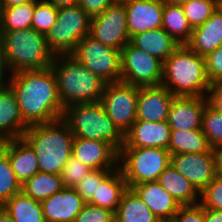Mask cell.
<instances>
[{"label":"cell","mask_w":222,"mask_h":222,"mask_svg":"<svg viewBox=\"0 0 222 222\" xmlns=\"http://www.w3.org/2000/svg\"><path fill=\"white\" fill-rule=\"evenodd\" d=\"M0 222H14L12 217L2 206H0Z\"/></svg>","instance_id":"49"},{"label":"cell","mask_w":222,"mask_h":222,"mask_svg":"<svg viewBox=\"0 0 222 222\" xmlns=\"http://www.w3.org/2000/svg\"><path fill=\"white\" fill-rule=\"evenodd\" d=\"M27 128L15 93L7 83L0 84V137L4 141L22 138Z\"/></svg>","instance_id":"21"},{"label":"cell","mask_w":222,"mask_h":222,"mask_svg":"<svg viewBox=\"0 0 222 222\" xmlns=\"http://www.w3.org/2000/svg\"><path fill=\"white\" fill-rule=\"evenodd\" d=\"M157 181L181 206L199 204L200 192L171 163Z\"/></svg>","instance_id":"24"},{"label":"cell","mask_w":222,"mask_h":222,"mask_svg":"<svg viewBox=\"0 0 222 222\" xmlns=\"http://www.w3.org/2000/svg\"><path fill=\"white\" fill-rule=\"evenodd\" d=\"M74 137L110 143L117 151L124 143V134L107 115L102 103H76L64 109L62 117Z\"/></svg>","instance_id":"6"},{"label":"cell","mask_w":222,"mask_h":222,"mask_svg":"<svg viewBox=\"0 0 222 222\" xmlns=\"http://www.w3.org/2000/svg\"><path fill=\"white\" fill-rule=\"evenodd\" d=\"M90 20L79 5L58 8L56 23L46 34L49 48L55 55L71 54L79 41L90 35Z\"/></svg>","instance_id":"8"},{"label":"cell","mask_w":222,"mask_h":222,"mask_svg":"<svg viewBox=\"0 0 222 222\" xmlns=\"http://www.w3.org/2000/svg\"><path fill=\"white\" fill-rule=\"evenodd\" d=\"M130 42L162 63L179 46L163 28L137 33L131 37Z\"/></svg>","instance_id":"25"},{"label":"cell","mask_w":222,"mask_h":222,"mask_svg":"<svg viewBox=\"0 0 222 222\" xmlns=\"http://www.w3.org/2000/svg\"><path fill=\"white\" fill-rule=\"evenodd\" d=\"M114 218L115 222H161L131 188L122 195Z\"/></svg>","instance_id":"27"},{"label":"cell","mask_w":222,"mask_h":222,"mask_svg":"<svg viewBox=\"0 0 222 222\" xmlns=\"http://www.w3.org/2000/svg\"><path fill=\"white\" fill-rule=\"evenodd\" d=\"M200 198L204 208L222 210V172L200 192Z\"/></svg>","instance_id":"39"},{"label":"cell","mask_w":222,"mask_h":222,"mask_svg":"<svg viewBox=\"0 0 222 222\" xmlns=\"http://www.w3.org/2000/svg\"><path fill=\"white\" fill-rule=\"evenodd\" d=\"M6 83L15 93L21 116L28 126L63 117L65 108L51 66L10 74Z\"/></svg>","instance_id":"1"},{"label":"cell","mask_w":222,"mask_h":222,"mask_svg":"<svg viewBox=\"0 0 222 222\" xmlns=\"http://www.w3.org/2000/svg\"><path fill=\"white\" fill-rule=\"evenodd\" d=\"M131 189L161 222H169L181 207L177 200L160 186L158 181L144 182L132 186Z\"/></svg>","instance_id":"20"},{"label":"cell","mask_w":222,"mask_h":222,"mask_svg":"<svg viewBox=\"0 0 222 222\" xmlns=\"http://www.w3.org/2000/svg\"><path fill=\"white\" fill-rule=\"evenodd\" d=\"M74 222H115L114 212L90 203H85Z\"/></svg>","instance_id":"40"},{"label":"cell","mask_w":222,"mask_h":222,"mask_svg":"<svg viewBox=\"0 0 222 222\" xmlns=\"http://www.w3.org/2000/svg\"><path fill=\"white\" fill-rule=\"evenodd\" d=\"M85 203L74 188L67 187L41 201L46 222H74Z\"/></svg>","instance_id":"19"},{"label":"cell","mask_w":222,"mask_h":222,"mask_svg":"<svg viewBox=\"0 0 222 222\" xmlns=\"http://www.w3.org/2000/svg\"><path fill=\"white\" fill-rule=\"evenodd\" d=\"M206 96H175L170 104L167 122L171 130L201 129Z\"/></svg>","instance_id":"14"},{"label":"cell","mask_w":222,"mask_h":222,"mask_svg":"<svg viewBox=\"0 0 222 222\" xmlns=\"http://www.w3.org/2000/svg\"><path fill=\"white\" fill-rule=\"evenodd\" d=\"M127 30L130 38L156 28H162L164 2L162 0H140L125 5Z\"/></svg>","instance_id":"17"},{"label":"cell","mask_w":222,"mask_h":222,"mask_svg":"<svg viewBox=\"0 0 222 222\" xmlns=\"http://www.w3.org/2000/svg\"><path fill=\"white\" fill-rule=\"evenodd\" d=\"M169 150L158 147H121L118 151V168L128 188L157 181L160 174L170 165Z\"/></svg>","instance_id":"7"},{"label":"cell","mask_w":222,"mask_h":222,"mask_svg":"<svg viewBox=\"0 0 222 222\" xmlns=\"http://www.w3.org/2000/svg\"><path fill=\"white\" fill-rule=\"evenodd\" d=\"M175 96L163 85L139 87L137 120L167 121L170 104Z\"/></svg>","instance_id":"18"},{"label":"cell","mask_w":222,"mask_h":222,"mask_svg":"<svg viewBox=\"0 0 222 222\" xmlns=\"http://www.w3.org/2000/svg\"><path fill=\"white\" fill-rule=\"evenodd\" d=\"M161 85L174 96H207L211 84L205 58L187 45H179L163 62Z\"/></svg>","instance_id":"4"},{"label":"cell","mask_w":222,"mask_h":222,"mask_svg":"<svg viewBox=\"0 0 222 222\" xmlns=\"http://www.w3.org/2000/svg\"><path fill=\"white\" fill-rule=\"evenodd\" d=\"M169 222H204V207L200 203L181 206Z\"/></svg>","instance_id":"42"},{"label":"cell","mask_w":222,"mask_h":222,"mask_svg":"<svg viewBox=\"0 0 222 222\" xmlns=\"http://www.w3.org/2000/svg\"><path fill=\"white\" fill-rule=\"evenodd\" d=\"M204 222H222V210L204 208Z\"/></svg>","instance_id":"45"},{"label":"cell","mask_w":222,"mask_h":222,"mask_svg":"<svg viewBox=\"0 0 222 222\" xmlns=\"http://www.w3.org/2000/svg\"><path fill=\"white\" fill-rule=\"evenodd\" d=\"M206 97L208 104L216 111L222 113V82L212 83Z\"/></svg>","instance_id":"44"},{"label":"cell","mask_w":222,"mask_h":222,"mask_svg":"<svg viewBox=\"0 0 222 222\" xmlns=\"http://www.w3.org/2000/svg\"><path fill=\"white\" fill-rule=\"evenodd\" d=\"M1 10H2V5H1V2H0V13H1Z\"/></svg>","instance_id":"55"},{"label":"cell","mask_w":222,"mask_h":222,"mask_svg":"<svg viewBox=\"0 0 222 222\" xmlns=\"http://www.w3.org/2000/svg\"><path fill=\"white\" fill-rule=\"evenodd\" d=\"M71 55L106 83L121 81V50L87 35L79 41Z\"/></svg>","instance_id":"9"},{"label":"cell","mask_w":222,"mask_h":222,"mask_svg":"<svg viewBox=\"0 0 222 222\" xmlns=\"http://www.w3.org/2000/svg\"><path fill=\"white\" fill-rule=\"evenodd\" d=\"M6 70H8V67L5 61L3 43L0 36V84H4L7 82V78L6 76H4Z\"/></svg>","instance_id":"46"},{"label":"cell","mask_w":222,"mask_h":222,"mask_svg":"<svg viewBox=\"0 0 222 222\" xmlns=\"http://www.w3.org/2000/svg\"><path fill=\"white\" fill-rule=\"evenodd\" d=\"M2 207L14 222H46L41 202L27 196L23 191L10 198Z\"/></svg>","instance_id":"28"},{"label":"cell","mask_w":222,"mask_h":222,"mask_svg":"<svg viewBox=\"0 0 222 222\" xmlns=\"http://www.w3.org/2000/svg\"><path fill=\"white\" fill-rule=\"evenodd\" d=\"M162 20V28L177 44L186 45L189 42L193 28L181 5L164 3Z\"/></svg>","instance_id":"29"},{"label":"cell","mask_w":222,"mask_h":222,"mask_svg":"<svg viewBox=\"0 0 222 222\" xmlns=\"http://www.w3.org/2000/svg\"><path fill=\"white\" fill-rule=\"evenodd\" d=\"M22 138L35 151L39 171L61 175L72 155L74 135L63 118L30 125Z\"/></svg>","instance_id":"2"},{"label":"cell","mask_w":222,"mask_h":222,"mask_svg":"<svg viewBox=\"0 0 222 222\" xmlns=\"http://www.w3.org/2000/svg\"><path fill=\"white\" fill-rule=\"evenodd\" d=\"M219 0H188L183 3L184 14L192 28L203 24L217 9Z\"/></svg>","instance_id":"35"},{"label":"cell","mask_w":222,"mask_h":222,"mask_svg":"<svg viewBox=\"0 0 222 222\" xmlns=\"http://www.w3.org/2000/svg\"><path fill=\"white\" fill-rule=\"evenodd\" d=\"M8 71L13 74L25 70H40L52 65L55 54L49 48L46 36L26 28L0 31Z\"/></svg>","instance_id":"5"},{"label":"cell","mask_w":222,"mask_h":222,"mask_svg":"<svg viewBox=\"0 0 222 222\" xmlns=\"http://www.w3.org/2000/svg\"><path fill=\"white\" fill-rule=\"evenodd\" d=\"M90 36L106 46L122 50L131 40L125 5L113 3L90 20Z\"/></svg>","instance_id":"13"},{"label":"cell","mask_w":222,"mask_h":222,"mask_svg":"<svg viewBox=\"0 0 222 222\" xmlns=\"http://www.w3.org/2000/svg\"><path fill=\"white\" fill-rule=\"evenodd\" d=\"M114 0H79L78 5L92 18L103 13Z\"/></svg>","instance_id":"43"},{"label":"cell","mask_w":222,"mask_h":222,"mask_svg":"<svg viewBox=\"0 0 222 222\" xmlns=\"http://www.w3.org/2000/svg\"><path fill=\"white\" fill-rule=\"evenodd\" d=\"M206 74L210 84L222 82V45L205 57Z\"/></svg>","instance_id":"41"},{"label":"cell","mask_w":222,"mask_h":222,"mask_svg":"<svg viewBox=\"0 0 222 222\" xmlns=\"http://www.w3.org/2000/svg\"><path fill=\"white\" fill-rule=\"evenodd\" d=\"M218 7L222 10V0H219Z\"/></svg>","instance_id":"53"},{"label":"cell","mask_w":222,"mask_h":222,"mask_svg":"<svg viewBox=\"0 0 222 222\" xmlns=\"http://www.w3.org/2000/svg\"><path fill=\"white\" fill-rule=\"evenodd\" d=\"M165 4H176V5H182L183 3H186L188 0H162Z\"/></svg>","instance_id":"50"},{"label":"cell","mask_w":222,"mask_h":222,"mask_svg":"<svg viewBox=\"0 0 222 222\" xmlns=\"http://www.w3.org/2000/svg\"><path fill=\"white\" fill-rule=\"evenodd\" d=\"M139 87L122 81L106 83L100 102L117 128L125 134L137 120Z\"/></svg>","instance_id":"10"},{"label":"cell","mask_w":222,"mask_h":222,"mask_svg":"<svg viewBox=\"0 0 222 222\" xmlns=\"http://www.w3.org/2000/svg\"><path fill=\"white\" fill-rule=\"evenodd\" d=\"M72 155L92 170L118 167V151L108 142L74 137Z\"/></svg>","instance_id":"15"},{"label":"cell","mask_w":222,"mask_h":222,"mask_svg":"<svg viewBox=\"0 0 222 222\" xmlns=\"http://www.w3.org/2000/svg\"><path fill=\"white\" fill-rule=\"evenodd\" d=\"M64 188L59 174L38 172L22 184V191L37 201H42Z\"/></svg>","instance_id":"31"},{"label":"cell","mask_w":222,"mask_h":222,"mask_svg":"<svg viewBox=\"0 0 222 222\" xmlns=\"http://www.w3.org/2000/svg\"><path fill=\"white\" fill-rule=\"evenodd\" d=\"M3 141L4 140L0 137V149L2 148Z\"/></svg>","instance_id":"54"},{"label":"cell","mask_w":222,"mask_h":222,"mask_svg":"<svg viewBox=\"0 0 222 222\" xmlns=\"http://www.w3.org/2000/svg\"><path fill=\"white\" fill-rule=\"evenodd\" d=\"M212 147L201 129L171 130L168 150L171 155L180 153H204Z\"/></svg>","instance_id":"30"},{"label":"cell","mask_w":222,"mask_h":222,"mask_svg":"<svg viewBox=\"0 0 222 222\" xmlns=\"http://www.w3.org/2000/svg\"><path fill=\"white\" fill-rule=\"evenodd\" d=\"M186 45L203 57L222 45V10L219 7L203 24L193 28Z\"/></svg>","instance_id":"23"},{"label":"cell","mask_w":222,"mask_h":222,"mask_svg":"<svg viewBox=\"0 0 222 222\" xmlns=\"http://www.w3.org/2000/svg\"><path fill=\"white\" fill-rule=\"evenodd\" d=\"M1 149L7 154L21 184L39 172L35 151L23 138L5 140Z\"/></svg>","instance_id":"22"},{"label":"cell","mask_w":222,"mask_h":222,"mask_svg":"<svg viewBox=\"0 0 222 222\" xmlns=\"http://www.w3.org/2000/svg\"><path fill=\"white\" fill-rule=\"evenodd\" d=\"M140 1V0H114V3L121 4V5H127L131 2Z\"/></svg>","instance_id":"51"},{"label":"cell","mask_w":222,"mask_h":222,"mask_svg":"<svg viewBox=\"0 0 222 222\" xmlns=\"http://www.w3.org/2000/svg\"><path fill=\"white\" fill-rule=\"evenodd\" d=\"M163 63L129 42L121 50V81L137 87L161 85Z\"/></svg>","instance_id":"11"},{"label":"cell","mask_w":222,"mask_h":222,"mask_svg":"<svg viewBox=\"0 0 222 222\" xmlns=\"http://www.w3.org/2000/svg\"><path fill=\"white\" fill-rule=\"evenodd\" d=\"M171 164L201 192L220 172L219 151L171 155Z\"/></svg>","instance_id":"12"},{"label":"cell","mask_w":222,"mask_h":222,"mask_svg":"<svg viewBox=\"0 0 222 222\" xmlns=\"http://www.w3.org/2000/svg\"><path fill=\"white\" fill-rule=\"evenodd\" d=\"M32 0L19 6L4 7L0 13V31L21 30L32 28V17L35 4Z\"/></svg>","instance_id":"32"},{"label":"cell","mask_w":222,"mask_h":222,"mask_svg":"<svg viewBox=\"0 0 222 222\" xmlns=\"http://www.w3.org/2000/svg\"><path fill=\"white\" fill-rule=\"evenodd\" d=\"M219 157H220V172H222V149L219 150Z\"/></svg>","instance_id":"52"},{"label":"cell","mask_w":222,"mask_h":222,"mask_svg":"<svg viewBox=\"0 0 222 222\" xmlns=\"http://www.w3.org/2000/svg\"><path fill=\"white\" fill-rule=\"evenodd\" d=\"M201 130L213 149L218 151L222 149V113L208 103L204 108Z\"/></svg>","instance_id":"34"},{"label":"cell","mask_w":222,"mask_h":222,"mask_svg":"<svg viewBox=\"0 0 222 222\" xmlns=\"http://www.w3.org/2000/svg\"><path fill=\"white\" fill-rule=\"evenodd\" d=\"M22 191L7 154L0 149V206Z\"/></svg>","instance_id":"33"},{"label":"cell","mask_w":222,"mask_h":222,"mask_svg":"<svg viewBox=\"0 0 222 222\" xmlns=\"http://www.w3.org/2000/svg\"><path fill=\"white\" fill-rule=\"evenodd\" d=\"M51 67L64 108L76 103H95L101 100L106 82L71 54L56 55Z\"/></svg>","instance_id":"3"},{"label":"cell","mask_w":222,"mask_h":222,"mask_svg":"<svg viewBox=\"0 0 222 222\" xmlns=\"http://www.w3.org/2000/svg\"><path fill=\"white\" fill-rule=\"evenodd\" d=\"M58 8L47 0H39L35 4L32 17V28L37 32L46 34L56 23Z\"/></svg>","instance_id":"36"},{"label":"cell","mask_w":222,"mask_h":222,"mask_svg":"<svg viewBox=\"0 0 222 222\" xmlns=\"http://www.w3.org/2000/svg\"><path fill=\"white\" fill-rule=\"evenodd\" d=\"M57 8L78 5L79 0H47Z\"/></svg>","instance_id":"47"},{"label":"cell","mask_w":222,"mask_h":222,"mask_svg":"<svg viewBox=\"0 0 222 222\" xmlns=\"http://www.w3.org/2000/svg\"><path fill=\"white\" fill-rule=\"evenodd\" d=\"M127 189V183L121 170L117 167L100 183L96 193L88 203L115 213L122 195Z\"/></svg>","instance_id":"26"},{"label":"cell","mask_w":222,"mask_h":222,"mask_svg":"<svg viewBox=\"0 0 222 222\" xmlns=\"http://www.w3.org/2000/svg\"><path fill=\"white\" fill-rule=\"evenodd\" d=\"M171 128L167 121L149 122L136 120L124 134L122 147H158L168 150Z\"/></svg>","instance_id":"16"},{"label":"cell","mask_w":222,"mask_h":222,"mask_svg":"<svg viewBox=\"0 0 222 222\" xmlns=\"http://www.w3.org/2000/svg\"><path fill=\"white\" fill-rule=\"evenodd\" d=\"M91 170L88 165L71 155L61 173L64 187L74 188Z\"/></svg>","instance_id":"38"},{"label":"cell","mask_w":222,"mask_h":222,"mask_svg":"<svg viewBox=\"0 0 222 222\" xmlns=\"http://www.w3.org/2000/svg\"><path fill=\"white\" fill-rule=\"evenodd\" d=\"M32 0H0L2 8L11 7V6H19L21 4L28 3Z\"/></svg>","instance_id":"48"},{"label":"cell","mask_w":222,"mask_h":222,"mask_svg":"<svg viewBox=\"0 0 222 222\" xmlns=\"http://www.w3.org/2000/svg\"><path fill=\"white\" fill-rule=\"evenodd\" d=\"M115 169H96L91 170L74 187L75 191L88 203L96 193L100 183Z\"/></svg>","instance_id":"37"}]
</instances>
